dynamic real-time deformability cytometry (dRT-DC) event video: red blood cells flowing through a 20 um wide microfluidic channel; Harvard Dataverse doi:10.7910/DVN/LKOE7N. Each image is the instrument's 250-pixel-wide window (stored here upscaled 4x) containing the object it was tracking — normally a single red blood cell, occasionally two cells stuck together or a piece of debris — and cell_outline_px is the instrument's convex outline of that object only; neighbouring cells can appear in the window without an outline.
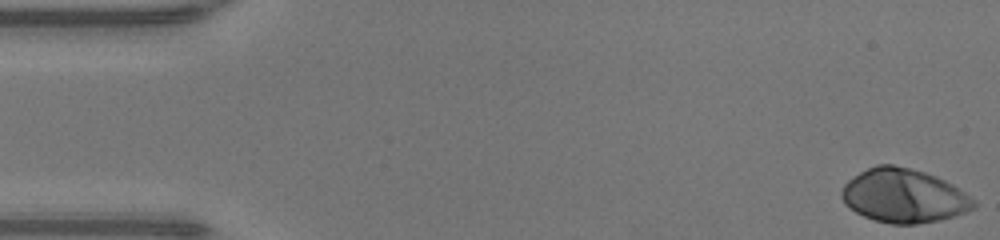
{"species": "human", "species_latin": "Homo sapiens", "temperature_condition": "warm", "stored_images_in_passage": 48, "camera_frame_rate_fps": 3000, "um_per_image_px": 0.085, "donor": {"sex": "male"}, "frame": {"image": 1, "passage_image": 1, "time_ms": 0.0, "image_size_px": [1000, 240], "cell_outline_px": [[976, 208], [940, 220], [916, 224], [892, 224], [876, 220], [864, 216], [856, 212], [844, 204], [840, 196], [840, 192], [844, 184], [848, 180], [860, 172], [876, 164], [892, 164], [924, 172], [936, 176], [952, 184], [976, 200]], "centroid_in_image_um": [76.81, 16.64], "position_along_channel_um": 8.2, "area_um2": 41.38}}
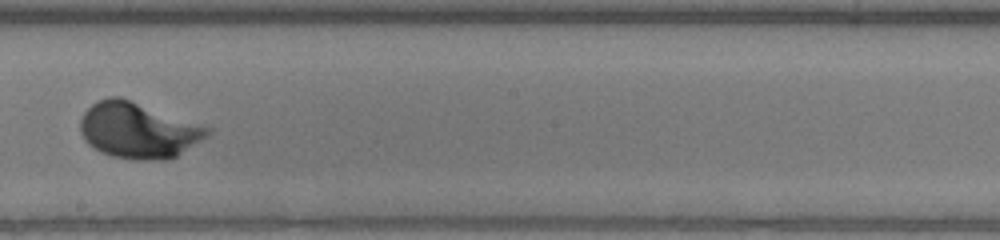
{"frame": {"image": 2, "passage_image": 27, "time_ms": 8.667, "image_size_px": [1000, 240], "cell_outline_px": [[212, 132], [208, 136], [172, 160], [132, 160], [112, 156], [100, 152], [92, 148], [84, 140], [80, 132], [80, 120], [84, 112], [96, 100], [108, 96], [120, 96], [212, 128]], "centroid_in_image_um": [11.74, 11.09], "position_along_channel_um": 236.5, "area_um2": 41.91}}
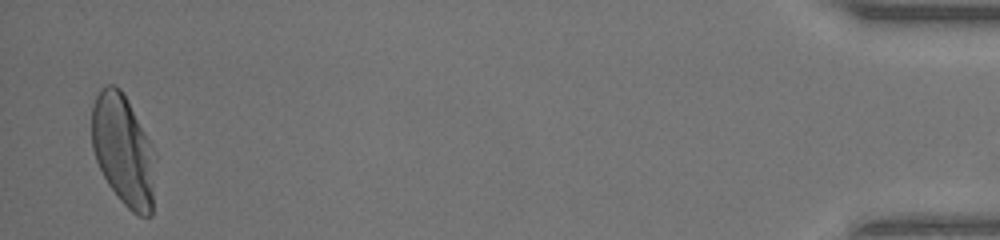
{"frame": {"image": 3, "passage_image": 47, "time_ms": 15.333, "image_size_px": [1000, 240], "cell_outline_px": [[156, 156], [152, 216], [140, 216], [132, 212], [120, 200], [108, 184], [96, 160], [92, 148], [92, 104], [100, 88], [108, 84], [112, 84], [120, 88], [152, 144], [156, 152]], "centroid_in_image_um": [10.49, 12.79], "position_along_channel_um": 424.7, "area_um2": 41.33}, "authors_computed_cell_mechanics": {"area_um2": 39.593, "velocity_mm_per_s": 4.2783, "shape_relaxation_time_tau1_ms": 1.8193, "shape_relaxation_time_tau2_ms": null, "deformation_change_tau1": 0.1791, "deformation_change_tau2": null}}